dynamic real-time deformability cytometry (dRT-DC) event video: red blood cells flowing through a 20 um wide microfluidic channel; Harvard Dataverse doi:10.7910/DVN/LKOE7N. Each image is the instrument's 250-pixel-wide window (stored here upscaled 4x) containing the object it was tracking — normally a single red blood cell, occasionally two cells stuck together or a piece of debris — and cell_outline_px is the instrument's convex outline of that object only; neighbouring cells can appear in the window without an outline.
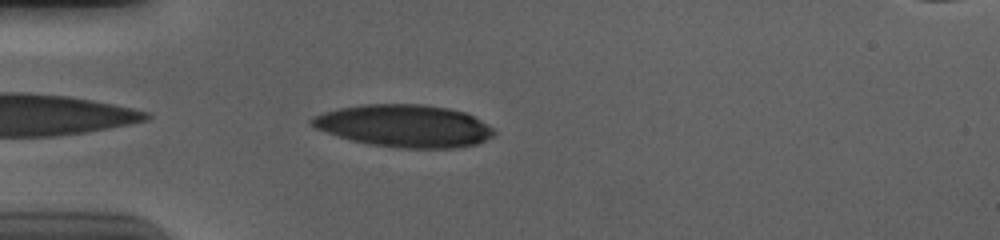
{"species": "human", "species_latin": "Homo sapiens", "temperature_condition": "cold", "stored_images_in_passage": 36, "camera_frame_rate_fps": 3000, "um_per_image_px": 0.085, "donor": {"sex": "male"}, "frame": {"image": 1, "passage_image": 2, "time_ms": 0.333, "image_size_px": [1000, 240], "cell_outline_px": [[496, 132], [492, 136], [476, 144], [452, 148], [396, 148], [368, 144], [352, 140], [316, 128], [308, 120], [312, 116], [324, 112], [340, 108], [364, 104], [424, 104], [448, 108], [464, 112], [480, 120], [492, 128]], "centroid_in_image_um": [34.36, 10.7], "position_along_channel_um": 50.6, "area_um2": 44.74}}
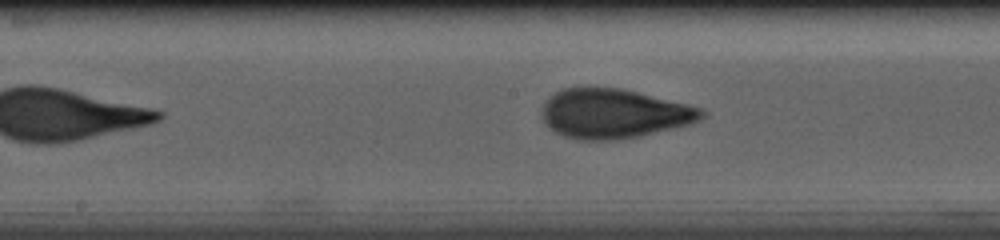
{"frame": {"image": 2, "passage_image": 15, "time_ms": 4.667, "image_size_px": [1000, 240], "cell_outline_px": [[708, 112], [700, 120], [692, 124], [640, 136], [612, 140], [580, 140], [564, 136], [548, 128], [544, 124], [540, 116], [540, 112], [544, 104], [556, 92], [564, 88], [620, 88], [688, 104], [704, 108]], "centroid_in_image_um": [52.2, 9.67], "position_along_channel_um": 196.0, "area_um2": 46.18}}
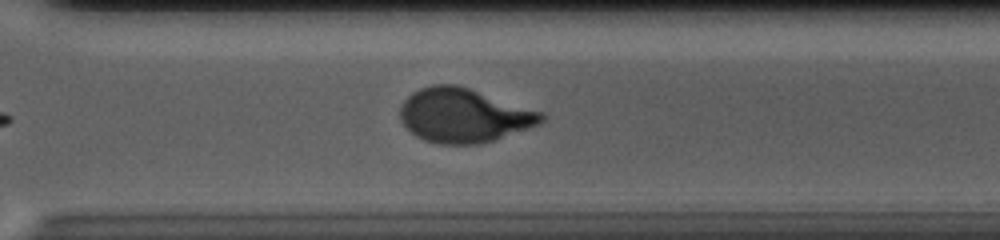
{"frame": {"image": 3, "passage_image": 26, "time_ms": 8.333, "image_size_px": [1000, 240], "cell_outline_px": [[548, 116], [540, 124], [496, 140], [480, 144], [440, 144], [424, 140], [416, 136], [400, 120], [400, 108], [404, 100], [412, 92], [420, 88], [432, 84], [456, 84], [544, 112]], "centroid_in_image_um": [39.45, 9.81], "position_along_channel_um": 331.1, "area_um2": 44.74}, "authors_computed_cell_mechanics": {"area_um2": 45.5753, "velocity_mm_per_s": 3.6983, "shape_relaxation_time_tau1_ms": 5.1767, "shape_relaxation_time_tau2_ms": 0.868, "deformation_change_tau1": 0.2038, "deformation_change_tau2": 0.0685}}